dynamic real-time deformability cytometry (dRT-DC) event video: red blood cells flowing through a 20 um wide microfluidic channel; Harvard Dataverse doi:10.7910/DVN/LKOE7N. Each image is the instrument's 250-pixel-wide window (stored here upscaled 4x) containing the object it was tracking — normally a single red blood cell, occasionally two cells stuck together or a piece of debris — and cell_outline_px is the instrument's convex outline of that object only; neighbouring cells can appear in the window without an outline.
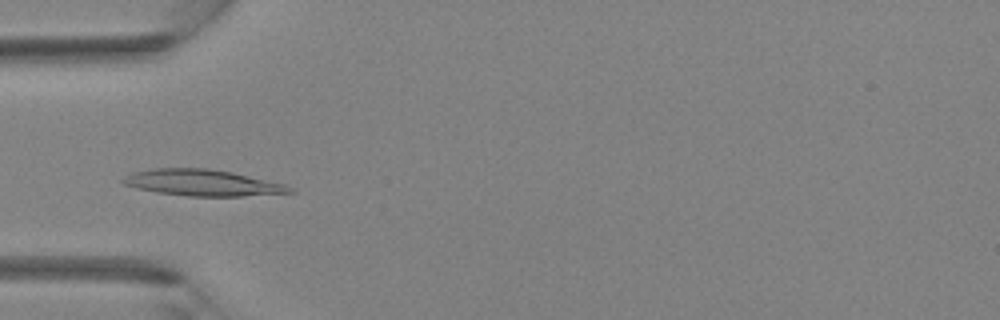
{"species": "Egyptian fruit bat (a non-hibernating species)", "species_latin": "Rousettus aegyptiacus", "temperature_condition": "room temperature", "stored_images_in_passage": 40, "camera_frame_rate_fps": 3000, "um_per_image_px": 0.085, "animal": {"sex": "female"}, "frame": {"image": 1, "passage_image": 12, "time_ms": 3.667, "image_size_px": [1000, 320], "cell_outline_px": [[296, 192], [244, 196], [188, 196], [156, 192], [136, 188], [124, 184], [120, 180], [132, 172], [152, 168], [208, 168], [232, 172], [284, 184], [292, 188]], "centroid_in_image_um": [17.18, 15.53], "position_along_channel_um": 67.8, "area_um2": 25.49}}
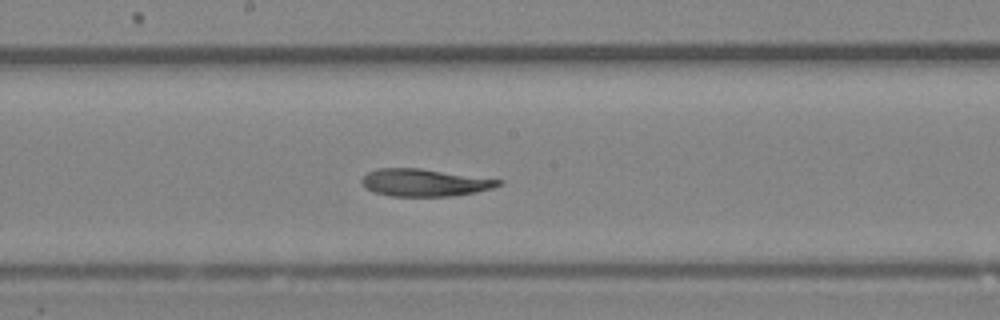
{"frame": {"image": 2, "passage_image": 21, "time_ms": 6.667, "image_size_px": [1000, 320], "cell_outline_px": [[504, 184], [492, 188], [476, 192], [452, 196], [388, 196], [376, 192], [368, 188], [360, 180], [368, 172], [376, 168], [420, 168], [504, 180]], "centroid_in_image_um": [36.13, 15.51], "position_along_channel_um": 212.1, "area_um2": 21.79}}
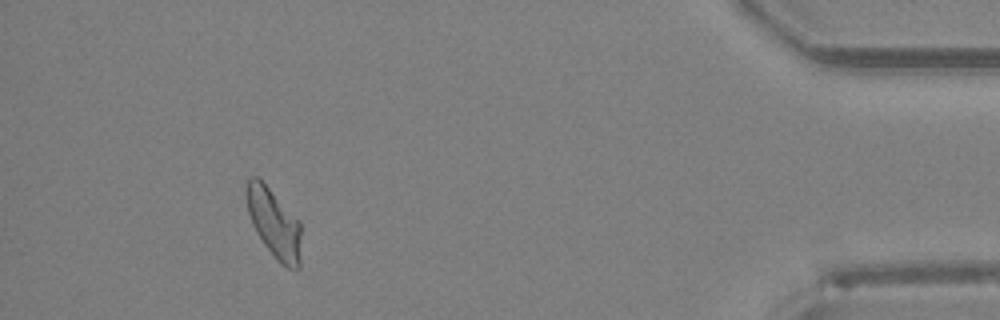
{"frame": {"image": 3, "passage_image": 37, "time_ms": 12.0, "image_size_px": [1000, 320], "cell_outline_px": [[300, 268], [288, 268], [280, 264], [264, 244], [256, 232], [252, 224], [248, 212], [244, 192], [244, 188], [248, 176], [256, 176], [300, 220]], "centroid_in_image_um": [23.26, 18.96], "position_along_channel_um": 411.9, "area_um2": 22.08}}